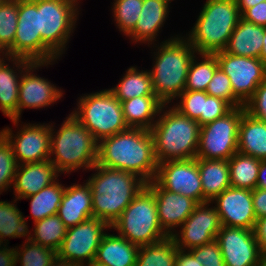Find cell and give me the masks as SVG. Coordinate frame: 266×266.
Segmentation results:
<instances>
[{"label": "cell", "mask_w": 266, "mask_h": 266, "mask_svg": "<svg viewBox=\"0 0 266 266\" xmlns=\"http://www.w3.org/2000/svg\"><path fill=\"white\" fill-rule=\"evenodd\" d=\"M32 231V242L58 251L66 236L67 227L54 214L35 222Z\"/></svg>", "instance_id": "36"}, {"label": "cell", "mask_w": 266, "mask_h": 266, "mask_svg": "<svg viewBox=\"0 0 266 266\" xmlns=\"http://www.w3.org/2000/svg\"><path fill=\"white\" fill-rule=\"evenodd\" d=\"M80 266H106V265L98 263L96 260H91L88 263L82 264Z\"/></svg>", "instance_id": "55"}, {"label": "cell", "mask_w": 266, "mask_h": 266, "mask_svg": "<svg viewBox=\"0 0 266 266\" xmlns=\"http://www.w3.org/2000/svg\"><path fill=\"white\" fill-rule=\"evenodd\" d=\"M81 3L80 0H38L41 39L60 59L77 28Z\"/></svg>", "instance_id": "9"}, {"label": "cell", "mask_w": 266, "mask_h": 266, "mask_svg": "<svg viewBox=\"0 0 266 266\" xmlns=\"http://www.w3.org/2000/svg\"><path fill=\"white\" fill-rule=\"evenodd\" d=\"M154 180L167 191L180 193L197 203L203 202L198 158L161 162L158 164Z\"/></svg>", "instance_id": "17"}, {"label": "cell", "mask_w": 266, "mask_h": 266, "mask_svg": "<svg viewBox=\"0 0 266 266\" xmlns=\"http://www.w3.org/2000/svg\"><path fill=\"white\" fill-rule=\"evenodd\" d=\"M218 67L215 54L196 53L188 69L185 90L205 92Z\"/></svg>", "instance_id": "33"}, {"label": "cell", "mask_w": 266, "mask_h": 266, "mask_svg": "<svg viewBox=\"0 0 266 266\" xmlns=\"http://www.w3.org/2000/svg\"><path fill=\"white\" fill-rule=\"evenodd\" d=\"M256 188L266 189V160H260Z\"/></svg>", "instance_id": "51"}, {"label": "cell", "mask_w": 266, "mask_h": 266, "mask_svg": "<svg viewBox=\"0 0 266 266\" xmlns=\"http://www.w3.org/2000/svg\"><path fill=\"white\" fill-rule=\"evenodd\" d=\"M11 121L17 128L16 131L12 127L6 126L0 130V133L11 144L17 164L49 160L51 122L41 124L24 123L20 119H12Z\"/></svg>", "instance_id": "12"}, {"label": "cell", "mask_w": 266, "mask_h": 266, "mask_svg": "<svg viewBox=\"0 0 266 266\" xmlns=\"http://www.w3.org/2000/svg\"><path fill=\"white\" fill-rule=\"evenodd\" d=\"M30 60L4 56L0 60V110L10 120L17 119L18 91L23 71Z\"/></svg>", "instance_id": "23"}, {"label": "cell", "mask_w": 266, "mask_h": 266, "mask_svg": "<svg viewBox=\"0 0 266 266\" xmlns=\"http://www.w3.org/2000/svg\"><path fill=\"white\" fill-rule=\"evenodd\" d=\"M178 248L171 236L145 246L138 251L135 266H175Z\"/></svg>", "instance_id": "34"}, {"label": "cell", "mask_w": 266, "mask_h": 266, "mask_svg": "<svg viewBox=\"0 0 266 266\" xmlns=\"http://www.w3.org/2000/svg\"><path fill=\"white\" fill-rule=\"evenodd\" d=\"M64 191L65 184L62 185L60 180L57 179L36 194L22 199L30 200V218H32L33 223L57 214Z\"/></svg>", "instance_id": "32"}, {"label": "cell", "mask_w": 266, "mask_h": 266, "mask_svg": "<svg viewBox=\"0 0 266 266\" xmlns=\"http://www.w3.org/2000/svg\"><path fill=\"white\" fill-rule=\"evenodd\" d=\"M228 162L230 185L232 187L254 190L256 188L260 160L237 151Z\"/></svg>", "instance_id": "35"}, {"label": "cell", "mask_w": 266, "mask_h": 266, "mask_svg": "<svg viewBox=\"0 0 266 266\" xmlns=\"http://www.w3.org/2000/svg\"><path fill=\"white\" fill-rule=\"evenodd\" d=\"M216 241L219 243L225 266H261L265 262L254 230L222 226Z\"/></svg>", "instance_id": "18"}, {"label": "cell", "mask_w": 266, "mask_h": 266, "mask_svg": "<svg viewBox=\"0 0 266 266\" xmlns=\"http://www.w3.org/2000/svg\"><path fill=\"white\" fill-rule=\"evenodd\" d=\"M18 0H3L0 3V50L5 53L16 36Z\"/></svg>", "instance_id": "39"}, {"label": "cell", "mask_w": 266, "mask_h": 266, "mask_svg": "<svg viewBox=\"0 0 266 266\" xmlns=\"http://www.w3.org/2000/svg\"><path fill=\"white\" fill-rule=\"evenodd\" d=\"M198 170L203 188V202L212 201L231 186L228 160L198 158Z\"/></svg>", "instance_id": "28"}, {"label": "cell", "mask_w": 266, "mask_h": 266, "mask_svg": "<svg viewBox=\"0 0 266 266\" xmlns=\"http://www.w3.org/2000/svg\"><path fill=\"white\" fill-rule=\"evenodd\" d=\"M254 234L261 256L266 259V216L256 219Z\"/></svg>", "instance_id": "47"}, {"label": "cell", "mask_w": 266, "mask_h": 266, "mask_svg": "<svg viewBox=\"0 0 266 266\" xmlns=\"http://www.w3.org/2000/svg\"><path fill=\"white\" fill-rule=\"evenodd\" d=\"M143 0H113L111 9L116 28L124 36H128L139 19Z\"/></svg>", "instance_id": "37"}, {"label": "cell", "mask_w": 266, "mask_h": 266, "mask_svg": "<svg viewBox=\"0 0 266 266\" xmlns=\"http://www.w3.org/2000/svg\"><path fill=\"white\" fill-rule=\"evenodd\" d=\"M4 56V53L0 50V58H3Z\"/></svg>", "instance_id": "56"}, {"label": "cell", "mask_w": 266, "mask_h": 266, "mask_svg": "<svg viewBox=\"0 0 266 266\" xmlns=\"http://www.w3.org/2000/svg\"><path fill=\"white\" fill-rule=\"evenodd\" d=\"M244 106L200 126L196 158L229 160L238 151V133Z\"/></svg>", "instance_id": "11"}, {"label": "cell", "mask_w": 266, "mask_h": 266, "mask_svg": "<svg viewBox=\"0 0 266 266\" xmlns=\"http://www.w3.org/2000/svg\"><path fill=\"white\" fill-rule=\"evenodd\" d=\"M17 201L15 198L13 201L0 200V244L2 245H8L9 240L13 238L24 237L25 242L32 239V230L29 229L27 218L17 207Z\"/></svg>", "instance_id": "30"}, {"label": "cell", "mask_w": 266, "mask_h": 266, "mask_svg": "<svg viewBox=\"0 0 266 266\" xmlns=\"http://www.w3.org/2000/svg\"><path fill=\"white\" fill-rule=\"evenodd\" d=\"M218 65L230 78L235 97L244 105L266 78V64L258 58L236 56L219 51Z\"/></svg>", "instance_id": "14"}, {"label": "cell", "mask_w": 266, "mask_h": 266, "mask_svg": "<svg viewBox=\"0 0 266 266\" xmlns=\"http://www.w3.org/2000/svg\"><path fill=\"white\" fill-rule=\"evenodd\" d=\"M170 5H171V2H173L174 0H166Z\"/></svg>", "instance_id": "57"}, {"label": "cell", "mask_w": 266, "mask_h": 266, "mask_svg": "<svg viewBox=\"0 0 266 266\" xmlns=\"http://www.w3.org/2000/svg\"><path fill=\"white\" fill-rule=\"evenodd\" d=\"M108 230L112 231L111 226L96 217L67 228L57 256L78 265L95 260L97 249Z\"/></svg>", "instance_id": "13"}, {"label": "cell", "mask_w": 266, "mask_h": 266, "mask_svg": "<svg viewBox=\"0 0 266 266\" xmlns=\"http://www.w3.org/2000/svg\"><path fill=\"white\" fill-rule=\"evenodd\" d=\"M158 164L147 129L128 128L99 142V166L133 173L149 183L156 177Z\"/></svg>", "instance_id": "1"}, {"label": "cell", "mask_w": 266, "mask_h": 266, "mask_svg": "<svg viewBox=\"0 0 266 266\" xmlns=\"http://www.w3.org/2000/svg\"><path fill=\"white\" fill-rule=\"evenodd\" d=\"M245 112L266 122V78L258 86L252 97L244 104Z\"/></svg>", "instance_id": "45"}, {"label": "cell", "mask_w": 266, "mask_h": 266, "mask_svg": "<svg viewBox=\"0 0 266 266\" xmlns=\"http://www.w3.org/2000/svg\"><path fill=\"white\" fill-rule=\"evenodd\" d=\"M240 18L236 0H206L183 36L197 53L214 54L225 49Z\"/></svg>", "instance_id": "6"}, {"label": "cell", "mask_w": 266, "mask_h": 266, "mask_svg": "<svg viewBox=\"0 0 266 266\" xmlns=\"http://www.w3.org/2000/svg\"><path fill=\"white\" fill-rule=\"evenodd\" d=\"M138 68L136 65L127 68L118 84L109 88L120 102L134 97L156 96L152 89L149 70H140Z\"/></svg>", "instance_id": "31"}, {"label": "cell", "mask_w": 266, "mask_h": 266, "mask_svg": "<svg viewBox=\"0 0 266 266\" xmlns=\"http://www.w3.org/2000/svg\"><path fill=\"white\" fill-rule=\"evenodd\" d=\"M263 34L264 26L240 18L223 51L236 56L260 59Z\"/></svg>", "instance_id": "25"}, {"label": "cell", "mask_w": 266, "mask_h": 266, "mask_svg": "<svg viewBox=\"0 0 266 266\" xmlns=\"http://www.w3.org/2000/svg\"><path fill=\"white\" fill-rule=\"evenodd\" d=\"M188 251L195 259H198L203 266H225L219 243L216 240L202 246L194 247Z\"/></svg>", "instance_id": "44"}, {"label": "cell", "mask_w": 266, "mask_h": 266, "mask_svg": "<svg viewBox=\"0 0 266 266\" xmlns=\"http://www.w3.org/2000/svg\"><path fill=\"white\" fill-rule=\"evenodd\" d=\"M232 109L233 107L228 102L204 92L203 113L196 121L202 126L225 116Z\"/></svg>", "instance_id": "43"}, {"label": "cell", "mask_w": 266, "mask_h": 266, "mask_svg": "<svg viewBox=\"0 0 266 266\" xmlns=\"http://www.w3.org/2000/svg\"><path fill=\"white\" fill-rule=\"evenodd\" d=\"M13 45L7 57L31 62H50L60 58L42 41L39 32L38 0H18V21Z\"/></svg>", "instance_id": "10"}, {"label": "cell", "mask_w": 266, "mask_h": 266, "mask_svg": "<svg viewBox=\"0 0 266 266\" xmlns=\"http://www.w3.org/2000/svg\"><path fill=\"white\" fill-rule=\"evenodd\" d=\"M76 106L71 114L98 142L128 129L122 103L108 88L80 95Z\"/></svg>", "instance_id": "8"}, {"label": "cell", "mask_w": 266, "mask_h": 266, "mask_svg": "<svg viewBox=\"0 0 266 266\" xmlns=\"http://www.w3.org/2000/svg\"><path fill=\"white\" fill-rule=\"evenodd\" d=\"M252 198L256 219L266 216V189L255 188Z\"/></svg>", "instance_id": "48"}, {"label": "cell", "mask_w": 266, "mask_h": 266, "mask_svg": "<svg viewBox=\"0 0 266 266\" xmlns=\"http://www.w3.org/2000/svg\"><path fill=\"white\" fill-rule=\"evenodd\" d=\"M238 152L266 160V122L243 113L239 125Z\"/></svg>", "instance_id": "27"}, {"label": "cell", "mask_w": 266, "mask_h": 266, "mask_svg": "<svg viewBox=\"0 0 266 266\" xmlns=\"http://www.w3.org/2000/svg\"><path fill=\"white\" fill-rule=\"evenodd\" d=\"M49 266H80L77 263H72L66 261L65 259H61L58 256L49 264Z\"/></svg>", "instance_id": "53"}, {"label": "cell", "mask_w": 266, "mask_h": 266, "mask_svg": "<svg viewBox=\"0 0 266 266\" xmlns=\"http://www.w3.org/2000/svg\"><path fill=\"white\" fill-rule=\"evenodd\" d=\"M146 185L155 195L160 226L170 236L185 222L198 203L180 193L163 189L155 180Z\"/></svg>", "instance_id": "20"}, {"label": "cell", "mask_w": 266, "mask_h": 266, "mask_svg": "<svg viewBox=\"0 0 266 266\" xmlns=\"http://www.w3.org/2000/svg\"><path fill=\"white\" fill-rule=\"evenodd\" d=\"M23 243L14 247L16 266H49L57 256V251L46 246L32 241Z\"/></svg>", "instance_id": "38"}, {"label": "cell", "mask_w": 266, "mask_h": 266, "mask_svg": "<svg viewBox=\"0 0 266 266\" xmlns=\"http://www.w3.org/2000/svg\"><path fill=\"white\" fill-rule=\"evenodd\" d=\"M170 6L166 0H143L137 24L126 38L131 40V43H140L142 46L158 43L159 34L163 31L162 27L170 15Z\"/></svg>", "instance_id": "21"}, {"label": "cell", "mask_w": 266, "mask_h": 266, "mask_svg": "<svg viewBox=\"0 0 266 266\" xmlns=\"http://www.w3.org/2000/svg\"><path fill=\"white\" fill-rule=\"evenodd\" d=\"M60 175L49 160L18 165L11 187L13 198L19 201L36 194L55 182Z\"/></svg>", "instance_id": "22"}, {"label": "cell", "mask_w": 266, "mask_h": 266, "mask_svg": "<svg viewBox=\"0 0 266 266\" xmlns=\"http://www.w3.org/2000/svg\"><path fill=\"white\" fill-rule=\"evenodd\" d=\"M149 131L158 163L196 159L200 125L196 120L181 114L171 104H163Z\"/></svg>", "instance_id": "5"}, {"label": "cell", "mask_w": 266, "mask_h": 266, "mask_svg": "<svg viewBox=\"0 0 266 266\" xmlns=\"http://www.w3.org/2000/svg\"><path fill=\"white\" fill-rule=\"evenodd\" d=\"M241 18L245 21L254 23L260 26H266V1L260 2L252 8L247 9Z\"/></svg>", "instance_id": "46"}, {"label": "cell", "mask_w": 266, "mask_h": 266, "mask_svg": "<svg viewBox=\"0 0 266 266\" xmlns=\"http://www.w3.org/2000/svg\"><path fill=\"white\" fill-rule=\"evenodd\" d=\"M171 105L181 114L190 119L197 120L204 107V91L184 90Z\"/></svg>", "instance_id": "42"}, {"label": "cell", "mask_w": 266, "mask_h": 266, "mask_svg": "<svg viewBox=\"0 0 266 266\" xmlns=\"http://www.w3.org/2000/svg\"><path fill=\"white\" fill-rule=\"evenodd\" d=\"M58 64V60L50 62H32L22 73L18 91L17 119H21L25 109L48 108L61 100L65 91L50 80L36 74L42 67ZM49 65V66H48ZM36 72V73H35Z\"/></svg>", "instance_id": "15"}, {"label": "cell", "mask_w": 266, "mask_h": 266, "mask_svg": "<svg viewBox=\"0 0 266 266\" xmlns=\"http://www.w3.org/2000/svg\"><path fill=\"white\" fill-rule=\"evenodd\" d=\"M208 95L223 99L233 108L244 106L234 95L230 78L218 67L205 91Z\"/></svg>", "instance_id": "41"}, {"label": "cell", "mask_w": 266, "mask_h": 266, "mask_svg": "<svg viewBox=\"0 0 266 266\" xmlns=\"http://www.w3.org/2000/svg\"><path fill=\"white\" fill-rule=\"evenodd\" d=\"M90 171L86 181L92 193V217L111 226L147 183L133 173L97 164Z\"/></svg>", "instance_id": "3"}, {"label": "cell", "mask_w": 266, "mask_h": 266, "mask_svg": "<svg viewBox=\"0 0 266 266\" xmlns=\"http://www.w3.org/2000/svg\"><path fill=\"white\" fill-rule=\"evenodd\" d=\"M210 206V207H209ZM222 224L211 201L198 203L185 222L170 235L181 250H190L216 240Z\"/></svg>", "instance_id": "16"}, {"label": "cell", "mask_w": 266, "mask_h": 266, "mask_svg": "<svg viewBox=\"0 0 266 266\" xmlns=\"http://www.w3.org/2000/svg\"><path fill=\"white\" fill-rule=\"evenodd\" d=\"M175 266H203L202 263L195 259V257L188 250H181L178 252L175 259Z\"/></svg>", "instance_id": "49"}, {"label": "cell", "mask_w": 266, "mask_h": 266, "mask_svg": "<svg viewBox=\"0 0 266 266\" xmlns=\"http://www.w3.org/2000/svg\"><path fill=\"white\" fill-rule=\"evenodd\" d=\"M148 47L153 48L149 70L153 92L163 104H171L185 90L188 69L197 52L183 33Z\"/></svg>", "instance_id": "2"}, {"label": "cell", "mask_w": 266, "mask_h": 266, "mask_svg": "<svg viewBox=\"0 0 266 266\" xmlns=\"http://www.w3.org/2000/svg\"><path fill=\"white\" fill-rule=\"evenodd\" d=\"M111 230L139 247L169 236L160 226L155 195L147 185L123 210Z\"/></svg>", "instance_id": "7"}, {"label": "cell", "mask_w": 266, "mask_h": 266, "mask_svg": "<svg viewBox=\"0 0 266 266\" xmlns=\"http://www.w3.org/2000/svg\"><path fill=\"white\" fill-rule=\"evenodd\" d=\"M222 226L253 230L256 223L252 190L230 186L212 201Z\"/></svg>", "instance_id": "19"}, {"label": "cell", "mask_w": 266, "mask_h": 266, "mask_svg": "<svg viewBox=\"0 0 266 266\" xmlns=\"http://www.w3.org/2000/svg\"><path fill=\"white\" fill-rule=\"evenodd\" d=\"M67 116L59 128L51 123L49 161L60 174L88 172L97 164L99 142L71 113Z\"/></svg>", "instance_id": "4"}, {"label": "cell", "mask_w": 266, "mask_h": 266, "mask_svg": "<svg viewBox=\"0 0 266 266\" xmlns=\"http://www.w3.org/2000/svg\"><path fill=\"white\" fill-rule=\"evenodd\" d=\"M0 266H16L14 247L0 244Z\"/></svg>", "instance_id": "50"}, {"label": "cell", "mask_w": 266, "mask_h": 266, "mask_svg": "<svg viewBox=\"0 0 266 266\" xmlns=\"http://www.w3.org/2000/svg\"><path fill=\"white\" fill-rule=\"evenodd\" d=\"M260 59L266 64V26L264 27L263 48L260 53Z\"/></svg>", "instance_id": "54"}, {"label": "cell", "mask_w": 266, "mask_h": 266, "mask_svg": "<svg viewBox=\"0 0 266 266\" xmlns=\"http://www.w3.org/2000/svg\"><path fill=\"white\" fill-rule=\"evenodd\" d=\"M17 167L12 146L0 133V195L11 190Z\"/></svg>", "instance_id": "40"}, {"label": "cell", "mask_w": 266, "mask_h": 266, "mask_svg": "<svg viewBox=\"0 0 266 266\" xmlns=\"http://www.w3.org/2000/svg\"><path fill=\"white\" fill-rule=\"evenodd\" d=\"M121 103L124 121L128 128L147 130L152 128L163 106L156 96L134 97Z\"/></svg>", "instance_id": "29"}, {"label": "cell", "mask_w": 266, "mask_h": 266, "mask_svg": "<svg viewBox=\"0 0 266 266\" xmlns=\"http://www.w3.org/2000/svg\"><path fill=\"white\" fill-rule=\"evenodd\" d=\"M115 234L103 236L95 260L106 266H135L140 247Z\"/></svg>", "instance_id": "26"}, {"label": "cell", "mask_w": 266, "mask_h": 266, "mask_svg": "<svg viewBox=\"0 0 266 266\" xmlns=\"http://www.w3.org/2000/svg\"><path fill=\"white\" fill-rule=\"evenodd\" d=\"M266 0H236L237 6L239 8V12L242 15L247 9L254 7L260 2H264Z\"/></svg>", "instance_id": "52"}, {"label": "cell", "mask_w": 266, "mask_h": 266, "mask_svg": "<svg viewBox=\"0 0 266 266\" xmlns=\"http://www.w3.org/2000/svg\"><path fill=\"white\" fill-rule=\"evenodd\" d=\"M57 215L67 228L92 217V193L87 181L65 186Z\"/></svg>", "instance_id": "24"}]
</instances>
